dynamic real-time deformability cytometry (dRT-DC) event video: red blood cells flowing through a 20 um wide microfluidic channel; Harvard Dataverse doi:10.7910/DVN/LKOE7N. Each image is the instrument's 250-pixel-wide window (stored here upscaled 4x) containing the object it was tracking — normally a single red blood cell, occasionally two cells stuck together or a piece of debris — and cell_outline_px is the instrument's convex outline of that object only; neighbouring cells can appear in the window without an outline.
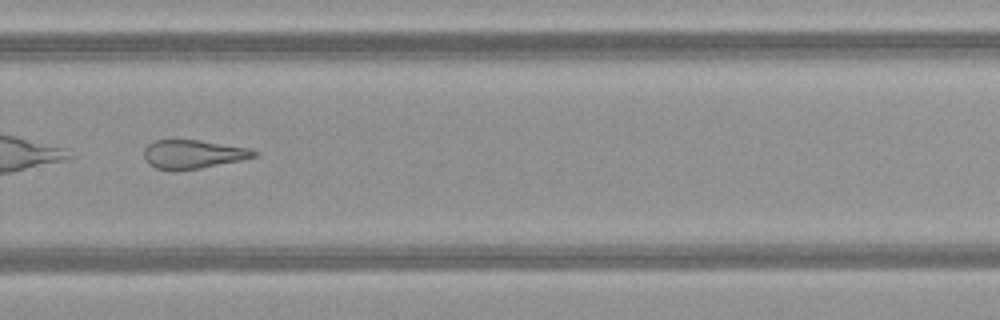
{"species": "common noctule bat (a hibernating species)", "species_latin": "Nyctalus noctula", "temperature_condition": "warm", "stored_images_in_passage": 31, "camera_frame_rate_fps": 3000, "um_per_image_px": 0.085, "animal": {"sex": "female", "body_mass_g": 21.9}, "frame": {"image": 1, "passage_image": 18, "time_ms": 5.667, "image_size_px": [1000, 320], "cell_outline_px": [[260, 152], [256, 156], [240, 160], [200, 168], [176, 172], [172, 172], [156, 168], [148, 164], [144, 156], [144, 148], [148, 144], [156, 140], [200, 140], [248, 148]], "centroid_in_image_um": [16.37, 13.12], "position_along_channel_um": 313.4, "area_um2": 18.55}}